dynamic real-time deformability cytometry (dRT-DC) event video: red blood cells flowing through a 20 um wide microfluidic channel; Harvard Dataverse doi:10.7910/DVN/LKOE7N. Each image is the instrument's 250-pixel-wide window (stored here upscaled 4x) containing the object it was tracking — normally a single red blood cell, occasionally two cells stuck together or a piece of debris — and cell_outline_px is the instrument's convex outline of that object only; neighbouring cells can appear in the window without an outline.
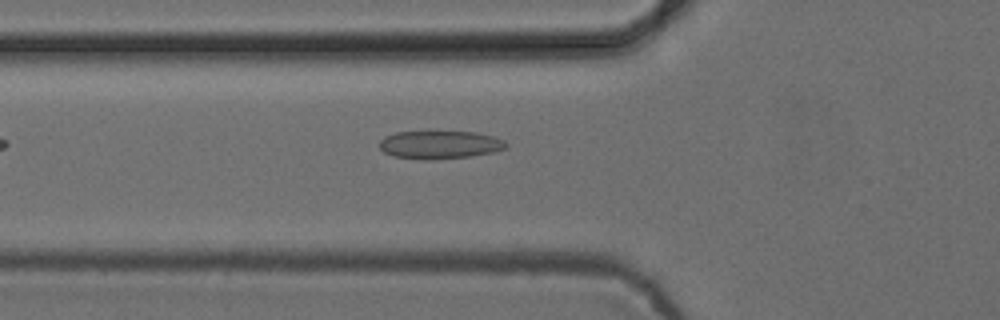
{"species": "common noctule bat (a hibernating species)", "species_latin": "Nyctalus noctula", "temperature_condition": "cold", "stored_images_in_passage": 36, "camera_frame_rate_fps": 3000, "um_per_image_px": 0.085, "animal": {"sex": "female", "body_mass_g": 24.6, "forearm_length_mm": 56.2}, "frame": {"image": 1, "passage_image": 2, "time_ms": 0.333, "image_size_px": [1000, 320], "cell_outline_px": [[508, 148], [496, 152], [472, 156], [428, 160], [424, 160], [396, 156], [384, 152], [380, 148], [380, 140], [384, 136], [396, 132], [428, 128], [476, 132], [492, 136], [504, 140], [508, 144]], "centroid_in_image_um": [37.4, 12.24], "position_along_channel_um": 88.4, "area_um2": 21.91}}
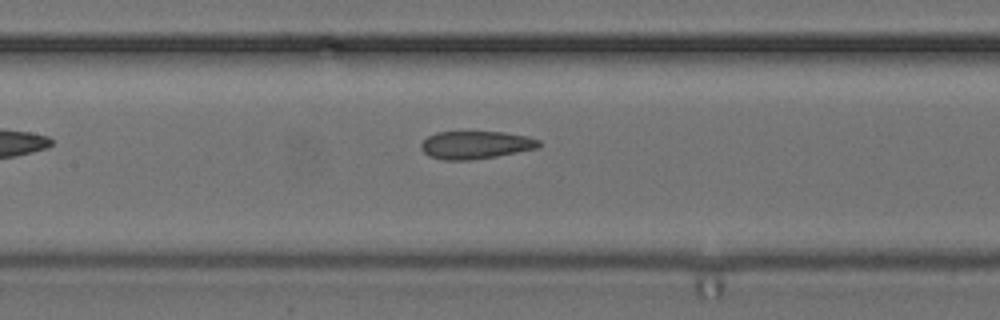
{"frame": {"image": 2, "passage_image": 8, "time_ms": 2.333, "image_size_px": [1000, 320], "cell_outline_px": [[540, 148], [496, 156], [472, 160], [444, 160], [428, 156], [420, 148], [420, 144], [428, 136], [436, 132], [504, 132], [528, 136], [540, 140]], "centroid_in_image_um": [40.44, 12.32], "position_along_channel_um": 167.0, "area_um2": 19.25}}
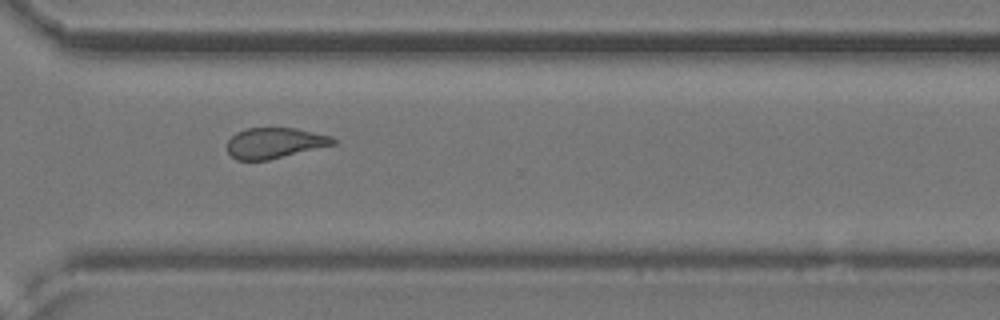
{"frame": {"image": 3, "passage_image": 22, "time_ms": 7.0, "image_size_px": [1000, 320], "cell_outline_px": [[336, 144], [268, 160], [236, 160], [228, 152], [228, 140], [236, 132], [248, 128], [296, 128], [332, 136], [336, 140]], "centroid_in_image_um": [23.36, 12.15], "position_along_channel_um": 347.2, "area_um2": 18.84}}